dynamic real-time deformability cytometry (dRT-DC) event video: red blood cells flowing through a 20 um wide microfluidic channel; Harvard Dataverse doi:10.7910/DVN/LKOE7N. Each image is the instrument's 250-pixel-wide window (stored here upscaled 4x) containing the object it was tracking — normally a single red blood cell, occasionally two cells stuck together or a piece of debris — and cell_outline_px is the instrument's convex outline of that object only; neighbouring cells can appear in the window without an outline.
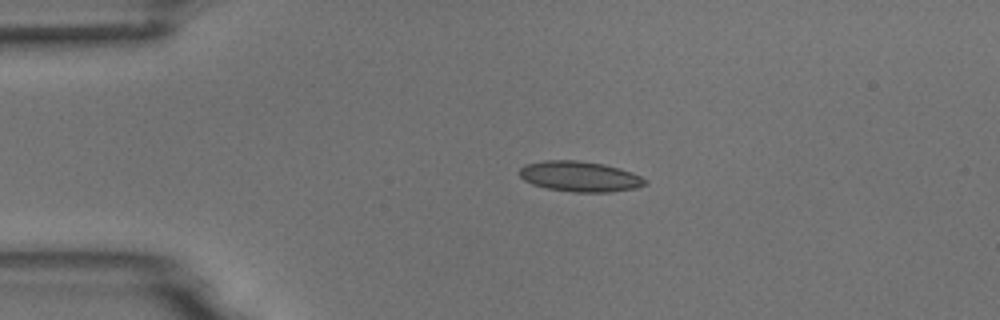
{"species": "common noctule bat (a hibernating species)", "species_latin": "Nyctalus noctula", "temperature_condition": "room temperature", "stored_images_in_passage": 43, "camera_frame_rate_fps": 3000, "um_per_image_px": 0.085, "animal": {"sex": "male", "body_mass_g": 18.8}, "frame": {"image": 1, "passage_image": 1, "time_ms": 0.0, "image_size_px": [1000, 320], "cell_outline_px": [[648, 184], [636, 188], [608, 192], [572, 192], [548, 188], [532, 184], [524, 180], [520, 176], [520, 168], [524, 164], [544, 160], [576, 160], [604, 164], [620, 168], [632, 172], [648, 180]], "centroid_in_image_um": [49.3, 14.99], "position_along_channel_um": 35.7, "area_um2": 22.37}}
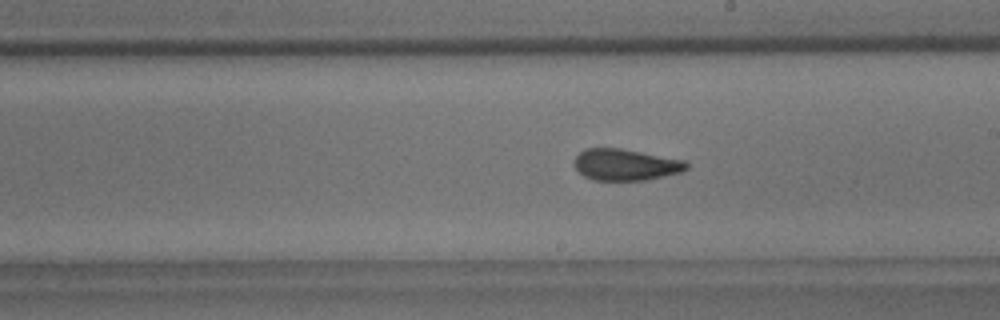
{"frame": {"image": 2, "passage_image": 20, "time_ms": 6.333, "image_size_px": [1000, 320], "cell_outline_px": [[688, 168], [680, 172], [648, 180], [592, 180], [584, 176], [576, 168], [576, 156], [584, 148], [620, 148], [688, 160]], "centroid_in_image_um": [53.22, 13.99], "position_along_channel_um": 235.8, "area_um2": 20.63}}
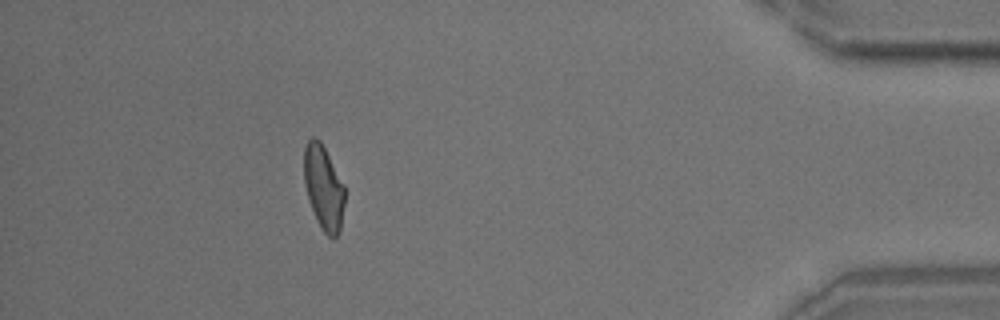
{"frame": {"image": 3, "passage_image": 38, "time_ms": 12.333, "image_size_px": [1000, 320], "cell_outline_px": [[344, 204], [340, 228], [336, 236], [332, 240], [324, 232], [316, 220], [308, 200], [304, 184], [304, 148], [308, 140], [312, 136], [316, 136], [320, 140], [344, 184]], "centroid_in_image_um": [27.49, 15.93], "position_along_channel_um": 407.7, "area_um2": 20.06}, "authors_computed_cell_mechanics": {"area_um2": 20.8658, "velocity_mm_per_s": 3.7276, "shape_relaxation_time_tau1_ms": 6.8679, "shape_relaxation_time_tau2_ms": 1.6737, "deformation_change_tau1": 0.1644, "deformation_change_tau2": 0.0793}}